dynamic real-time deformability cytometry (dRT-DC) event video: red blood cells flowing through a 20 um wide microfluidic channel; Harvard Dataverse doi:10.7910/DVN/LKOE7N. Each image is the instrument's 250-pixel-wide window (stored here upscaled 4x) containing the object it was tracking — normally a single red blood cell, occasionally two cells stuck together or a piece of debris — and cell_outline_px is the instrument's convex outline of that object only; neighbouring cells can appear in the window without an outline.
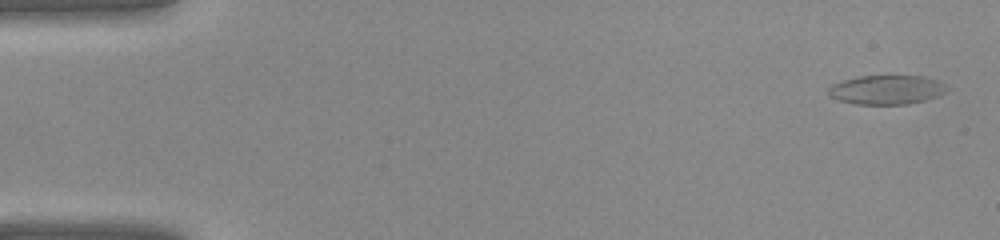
{"species": "common noctule bat (a hibernating species)", "species_latin": "Nyctalus noctula", "temperature_condition": "warm", "stored_images_in_passage": 41, "camera_frame_rate_fps": 3000, "um_per_image_px": 0.085, "animal": {"sex": "female", "body_mass_g": 22.0, "forearm_length_mm": 56.7}, "frame": {"image": 1, "passage_image": 2, "time_ms": 0.333, "image_size_px": [1000, 240], "cell_outline_px": [[948, 88], [944, 92], [936, 96], [924, 100], [908, 104], [856, 104], [836, 100], [828, 96], [828, 88], [832, 84], [844, 80], [860, 76], [924, 76], [936, 80], [944, 84]], "centroid_in_image_um": [75.31, 7.63], "position_along_channel_um": 9.7, "area_um2": 20.06}}
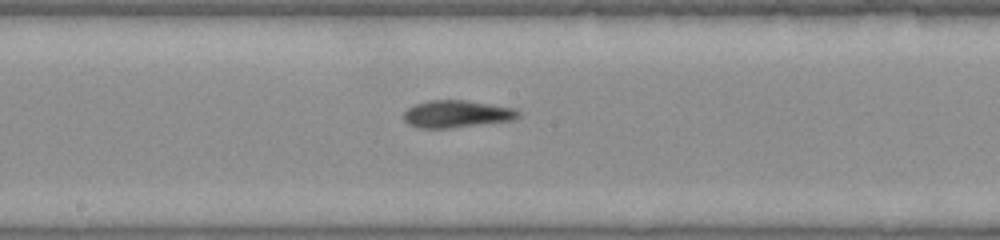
{"frame": {"image": 2, "passage_image": 22, "time_ms": 7.0, "image_size_px": [1000, 240], "cell_outline_px": [[520, 116], [512, 120], [448, 128], [420, 128], [408, 124], [404, 120], [404, 112], [408, 108], [416, 104], [428, 100], [464, 100], [512, 108], [520, 112]], "centroid_in_image_um": [38.78, 9.69], "position_along_channel_um": 209.4, "area_um2": 17.92}}
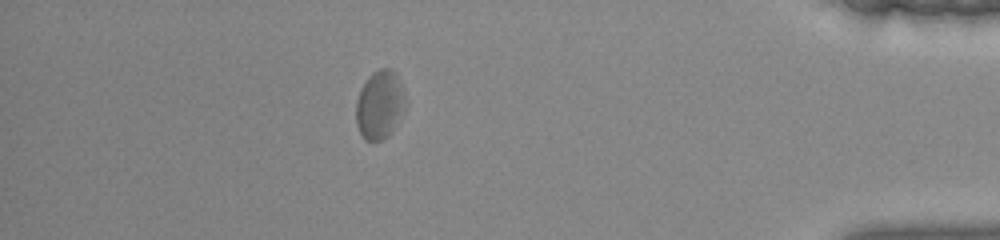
{"frame": {"image": 3, "passage_image": 36, "time_ms": 11.667, "image_size_px": [1000, 240], "cell_outline_px": [[404, 108], [388, 136], [380, 140], [364, 140], [360, 136], [356, 124], [356, 100], [360, 88], [368, 76], [372, 72], [380, 68], [392, 68], [396, 72], [404, 92]], "centroid_in_image_um": [32.23, 8.87], "position_along_channel_um": 403.0, "area_um2": 19.71}}